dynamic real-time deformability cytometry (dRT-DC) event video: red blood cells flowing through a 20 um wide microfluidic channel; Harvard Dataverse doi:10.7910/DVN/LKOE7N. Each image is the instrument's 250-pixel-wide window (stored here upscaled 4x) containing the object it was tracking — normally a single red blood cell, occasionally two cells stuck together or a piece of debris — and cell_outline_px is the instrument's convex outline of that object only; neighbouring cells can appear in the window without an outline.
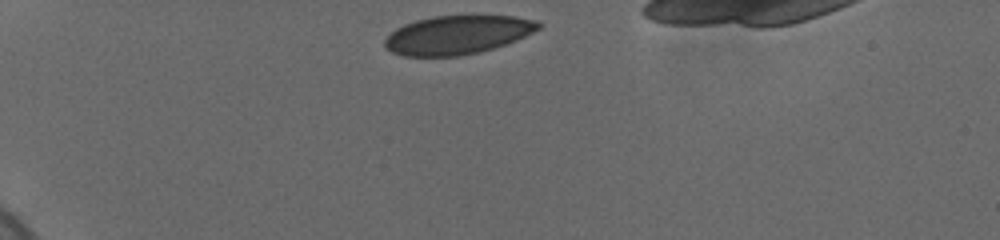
{"species": "human", "species_latin": "Homo sapiens", "temperature_condition": "cold", "stored_images_in_passage": 36, "camera_frame_rate_fps": 3000, "um_per_image_px": 0.085, "donor": {"sex": "female"}, "frame": {"image": 1, "passage_image": 1, "time_ms": 0.0, "image_size_px": [1000, 240], "cell_outline_px": [[540, 28], [516, 40], [480, 52], [456, 56], [404, 56], [392, 52], [384, 44], [384, 40], [396, 28], [404, 24], [416, 20], [432, 16], [512, 16], [536, 20], [540, 24]], "centroid_in_image_um": [38.86, 2.96], "position_along_channel_um": 46.1, "area_um2": 34.28}}
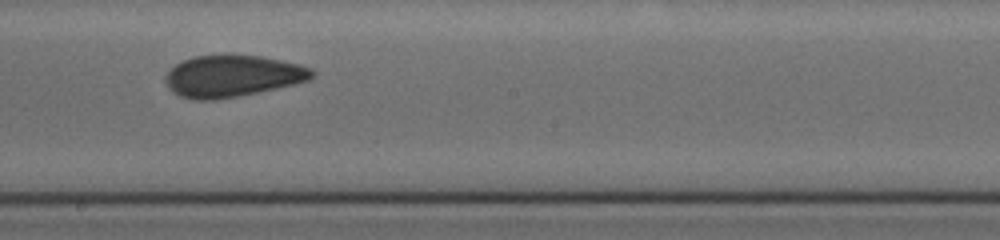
{"frame": {"image": 2, "passage_image": 20, "time_ms": 6.333, "image_size_px": [1000, 240], "cell_outline_px": [[316, 76], [308, 80], [276, 88], [240, 96], [212, 100], [196, 100], [180, 96], [172, 92], [168, 88], [164, 80], [164, 76], [168, 68], [184, 60], [196, 56], [260, 56], [300, 64], [312, 68], [316, 72]], "centroid_in_image_um": [19.74, 6.48], "position_along_channel_um": 228.5, "area_um2": 35.55}}
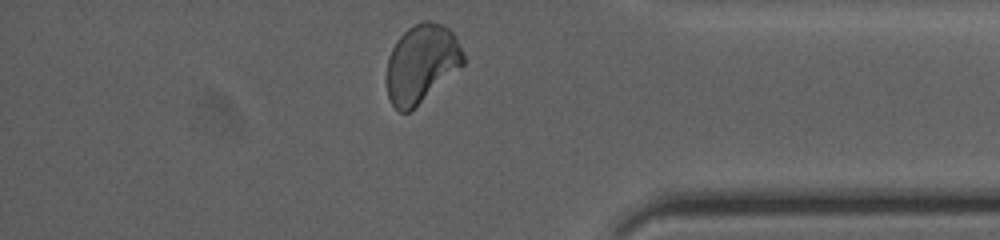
{"frame": {"image": 3, "passage_image": 35, "time_ms": 11.333, "image_size_px": [1000, 240], "cell_outline_px": [[464, 64], [460, 68], [408, 112], [400, 112], [392, 104], [388, 96], [388, 56], [396, 40], [408, 28], [424, 20], [428, 20], [444, 24], [452, 32], [464, 56]], "centroid_in_image_um": [35.82, 5.37], "position_along_channel_um": 399.4, "area_um2": 34.28}, "authors_computed_cell_mechanics": {"area_um2": 35.5181, "velocity_mm_per_s": 3.6794, "shape_relaxation_time_tau1_ms": null, "shape_relaxation_time_tau2_ms": 1.9646, "deformation_change_tau1": null, "deformation_change_tau2": 0.0614}}